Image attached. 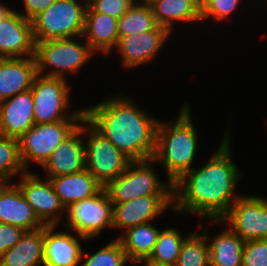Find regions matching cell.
I'll use <instances>...</instances> for the list:
<instances>
[{
  "mask_svg": "<svg viewBox=\"0 0 267 266\" xmlns=\"http://www.w3.org/2000/svg\"><path fill=\"white\" fill-rule=\"evenodd\" d=\"M202 168H192L173 184V210L221 220L240 197L234 190L241 173L231 158L228 131Z\"/></svg>",
  "mask_w": 267,
  "mask_h": 266,
  "instance_id": "1",
  "label": "cell"
},
{
  "mask_svg": "<svg viewBox=\"0 0 267 266\" xmlns=\"http://www.w3.org/2000/svg\"><path fill=\"white\" fill-rule=\"evenodd\" d=\"M121 94L84 108L85 119L132 161L152 159L158 120Z\"/></svg>",
  "mask_w": 267,
  "mask_h": 266,
  "instance_id": "2",
  "label": "cell"
},
{
  "mask_svg": "<svg viewBox=\"0 0 267 266\" xmlns=\"http://www.w3.org/2000/svg\"><path fill=\"white\" fill-rule=\"evenodd\" d=\"M190 108L182 107L177 120L160 121L156 130L155 152L152 160L163 163L168 180L177 182L192 169L198 144V133L193 126Z\"/></svg>",
  "mask_w": 267,
  "mask_h": 266,
  "instance_id": "3",
  "label": "cell"
},
{
  "mask_svg": "<svg viewBox=\"0 0 267 266\" xmlns=\"http://www.w3.org/2000/svg\"><path fill=\"white\" fill-rule=\"evenodd\" d=\"M87 0H56L32 20L35 42L82 37Z\"/></svg>",
  "mask_w": 267,
  "mask_h": 266,
  "instance_id": "4",
  "label": "cell"
},
{
  "mask_svg": "<svg viewBox=\"0 0 267 266\" xmlns=\"http://www.w3.org/2000/svg\"><path fill=\"white\" fill-rule=\"evenodd\" d=\"M66 82V78L61 77L40 74L35 76L31 88L35 124L84 120V109L64 113L70 105L69 87Z\"/></svg>",
  "mask_w": 267,
  "mask_h": 266,
  "instance_id": "5",
  "label": "cell"
},
{
  "mask_svg": "<svg viewBox=\"0 0 267 266\" xmlns=\"http://www.w3.org/2000/svg\"><path fill=\"white\" fill-rule=\"evenodd\" d=\"M153 164L152 159L132 161L120 176L105 187L111 202L123 203L147 195H173V184L161 182Z\"/></svg>",
  "mask_w": 267,
  "mask_h": 266,
  "instance_id": "6",
  "label": "cell"
},
{
  "mask_svg": "<svg viewBox=\"0 0 267 266\" xmlns=\"http://www.w3.org/2000/svg\"><path fill=\"white\" fill-rule=\"evenodd\" d=\"M74 39L35 42L37 74L42 75L48 66L53 69L47 71L44 76L65 78V72L77 73L95 52L86 41L85 45H82Z\"/></svg>",
  "mask_w": 267,
  "mask_h": 266,
  "instance_id": "7",
  "label": "cell"
},
{
  "mask_svg": "<svg viewBox=\"0 0 267 266\" xmlns=\"http://www.w3.org/2000/svg\"><path fill=\"white\" fill-rule=\"evenodd\" d=\"M82 123L84 132L89 133L87 142L84 143L86 169L103 187H106L127 169L132 160L118 150L85 118Z\"/></svg>",
  "mask_w": 267,
  "mask_h": 266,
  "instance_id": "8",
  "label": "cell"
},
{
  "mask_svg": "<svg viewBox=\"0 0 267 266\" xmlns=\"http://www.w3.org/2000/svg\"><path fill=\"white\" fill-rule=\"evenodd\" d=\"M79 123L82 121L34 124L18 139L24 169L27 171L29 162L42 167L53 151L80 126Z\"/></svg>",
  "mask_w": 267,
  "mask_h": 266,
  "instance_id": "9",
  "label": "cell"
},
{
  "mask_svg": "<svg viewBox=\"0 0 267 266\" xmlns=\"http://www.w3.org/2000/svg\"><path fill=\"white\" fill-rule=\"evenodd\" d=\"M65 212L67 231H76L89 240L99 236L103 229L113 227V203L105 187L90 198L70 204Z\"/></svg>",
  "mask_w": 267,
  "mask_h": 266,
  "instance_id": "10",
  "label": "cell"
},
{
  "mask_svg": "<svg viewBox=\"0 0 267 266\" xmlns=\"http://www.w3.org/2000/svg\"><path fill=\"white\" fill-rule=\"evenodd\" d=\"M244 241L267 240V199L240 196L221 220Z\"/></svg>",
  "mask_w": 267,
  "mask_h": 266,
  "instance_id": "11",
  "label": "cell"
},
{
  "mask_svg": "<svg viewBox=\"0 0 267 266\" xmlns=\"http://www.w3.org/2000/svg\"><path fill=\"white\" fill-rule=\"evenodd\" d=\"M17 185L44 225L57 226L61 222L60 214L62 216L66 208L56 195L49 178L41 180L39 175L26 171L20 176Z\"/></svg>",
  "mask_w": 267,
  "mask_h": 266,
  "instance_id": "12",
  "label": "cell"
},
{
  "mask_svg": "<svg viewBox=\"0 0 267 266\" xmlns=\"http://www.w3.org/2000/svg\"><path fill=\"white\" fill-rule=\"evenodd\" d=\"M170 208L173 210V195H147L113 204V228L126 230L152 222Z\"/></svg>",
  "mask_w": 267,
  "mask_h": 266,
  "instance_id": "13",
  "label": "cell"
},
{
  "mask_svg": "<svg viewBox=\"0 0 267 266\" xmlns=\"http://www.w3.org/2000/svg\"><path fill=\"white\" fill-rule=\"evenodd\" d=\"M32 22L12 11L0 22V58L35 57Z\"/></svg>",
  "mask_w": 267,
  "mask_h": 266,
  "instance_id": "14",
  "label": "cell"
},
{
  "mask_svg": "<svg viewBox=\"0 0 267 266\" xmlns=\"http://www.w3.org/2000/svg\"><path fill=\"white\" fill-rule=\"evenodd\" d=\"M170 34L166 28L157 26L154 30L138 35L119 37L115 50H118L119 55H121L123 67L135 68L152 61Z\"/></svg>",
  "mask_w": 267,
  "mask_h": 266,
  "instance_id": "15",
  "label": "cell"
},
{
  "mask_svg": "<svg viewBox=\"0 0 267 266\" xmlns=\"http://www.w3.org/2000/svg\"><path fill=\"white\" fill-rule=\"evenodd\" d=\"M84 125L68 136L52 153L42 168L49 177L73 174L86 169Z\"/></svg>",
  "mask_w": 267,
  "mask_h": 266,
  "instance_id": "16",
  "label": "cell"
},
{
  "mask_svg": "<svg viewBox=\"0 0 267 266\" xmlns=\"http://www.w3.org/2000/svg\"><path fill=\"white\" fill-rule=\"evenodd\" d=\"M55 228L56 225L44 226L43 266H79L84 252L77 239H89L66 231L54 233Z\"/></svg>",
  "mask_w": 267,
  "mask_h": 266,
  "instance_id": "17",
  "label": "cell"
},
{
  "mask_svg": "<svg viewBox=\"0 0 267 266\" xmlns=\"http://www.w3.org/2000/svg\"><path fill=\"white\" fill-rule=\"evenodd\" d=\"M31 89L0 102V134L19 139L34 124Z\"/></svg>",
  "mask_w": 267,
  "mask_h": 266,
  "instance_id": "18",
  "label": "cell"
},
{
  "mask_svg": "<svg viewBox=\"0 0 267 266\" xmlns=\"http://www.w3.org/2000/svg\"><path fill=\"white\" fill-rule=\"evenodd\" d=\"M36 75L35 57L0 58V102L30 90Z\"/></svg>",
  "mask_w": 267,
  "mask_h": 266,
  "instance_id": "19",
  "label": "cell"
},
{
  "mask_svg": "<svg viewBox=\"0 0 267 266\" xmlns=\"http://www.w3.org/2000/svg\"><path fill=\"white\" fill-rule=\"evenodd\" d=\"M0 223L33 231L45 225L38 219L17 184L9 185L0 196Z\"/></svg>",
  "mask_w": 267,
  "mask_h": 266,
  "instance_id": "20",
  "label": "cell"
},
{
  "mask_svg": "<svg viewBox=\"0 0 267 266\" xmlns=\"http://www.w3.org/2000/svg\"><path fill=\"white\" fill-rule=\"evenodd\" d=\"M83 36L86 37V42L94 52L101 51L104 54H110L112 49H115L119 38L118 19L95 12L87 4Z\"/></svg>",
  "mask_w": 267,
  "mask_h": 266,
  "instance_id": "21",
  "label": "cell"
},
{
  "mask_svg": "<svg viewBox=\"0 0 267 266\" xmlns=\"http://www.w3.org/2000/svg\"><path fill=\"white\" fill-rule=\"evenodd\" d=\"M48 178L65 208L74 202L92 197L103 188L87 169Z\"/></svg>",
  "mask_w": 267,
  "mask_h": 266,
  "instance_id": "22",
  "label": "cell"
},
{
  "mask_svg": "<svg viewBox=\"0 0 267 266\" xmlns=\"http://www.w3.org/2000/svg\"><path fill=\"white\" fill-rule=\"evenodd\" d=\"M44 227L26 231L22 238L0 256V266H43Z\"/></svg>",
  "mask_w": 267,
  "mask_h": 266,
  "instance_id": "23",
  "label": "cell"
},
{
  "mask_svg": "<svg viewBox=\"0 0 267 266\" xmlns=\"http://www.w3.org/2000/svg\"><path fill=\"white\" fill-rule=\"evenodd\" d=\"M153 11L158 26L170 33L176 22H198L201 20V0H146Z\"/></svg>",
  "mask_w": 267,
  "mask_h": 266,
  "instance_id": "24",
  "label": "cell"
},
{
  "mask_svg": "<svg viewBox=\"0 0 267 266\" xmlns=\"http://www.w3.org/2000/svg\"><path fill=\"white\" fill-rule=\"evenodd\" d=\"M152 222L137 225L126 229L117 239L129 259L134 264L142 259L149 258L153 252L160 229L154 227Z\"/></svg>",
  "mask_w": 267,
  "mask_h": 266,
  "instance_id": "25",
  "label": "cell"
},
{
  "mask_svg": "<svg viewBox=\"0 0 267 266\" xmlns=\"http://www.w3.org/2000/svg\"><path fill=\"white\" fill-rule=\"evenodd\" d=\"M244 242L230 228L218 233L208 245L210 266H242Z\"/></svg>",
  "mask_w": 267,
  "mask_h": 266,
  "instance_id": "26",
  "label": "cell"
},
{
  "mask_svg": "<svg viewBox=\"0 0 267 266\" xmlns=\"http://www.w3.org/2000/svg\"><path fill=\"white\" fill-rule=\"evenodd\" d=\"M138 0L118 19L119 37L141 34L154 30L158 24L150 4L146 0Z\"/></svg>",
  "mask_w": 267,
  "mask_h": 266,
  "instance_id": "27",
  "label": "cell"
},
{
  "mask_svg": "<svg viewBox=\"0 0 267 266\" xmlns=\"http://www.w3.org/2000/svg\"><path fill=\"white\" fill-rule=\"evenodd\" d=\"M202 234L191 233L181 247L176 266H210L208 250V231L203 230Z\"/></svg>",
  "mask_w": 267,
  "mask_h": 266,
  "instance_id": "28",
  "label": "cell"
},
{
  "mask_svg": "<svg viewBox=\"0 0 267 266\" xmlns=\"http://www.w3.org/2000/svg\"><path fill=\"white\" fill-rule=\"evenodd\" d=\"M185 239L186 237H182L179 231L174 228L160 231L149 259L160 263L176 265Z\"/></svg>",
  "mask_w": 267,
  "mask_h": 266,
  "instance_id": "29",
  "label": "cell"
},
{
  "mask_svg": "<svg viewBox=\"0 0 267 266\" xmlns=\"http://www.w3.org/2000/svg\"><path fill=\"white\" fill-rule=\"evenodd\" d=\"M18 139L0 134V177L11 179L16 174L25 173Z\"/></svg>",
  "mask_w": 267,
  "mask_h": 266,
  "instance_id": "30",
  "label": "cell"
},
{
  "mask_svg": "<svg viewBox=\"0 0 267 266\" xmlns=\"http://www.w3.org/2000/svg\"><path fill=\"white\" fill-rule=\"evenodd\" d=\"M87 259L83 257L79 266H124L129 261L121 242L116 238L109 242L106 246L99 249L97 252L83 253Z\"/></svg>",
  "mask_w": 267,
  "mask_h": 266,
  "instance_id": "31",
  "label": "cell"
},
{
  "mask_svg": "<svg viewBox=\"0 0 267 266\" xmlns=\"http://www.w3.org/2000/svg\"><path fill=\"white\" fill-rule=\"evenodd\" d=\"M241 0H201V20H225L238 8Z\"/></svg>",
  "mask_w": 267,
  "mask_h": 266,
  "instance_id": "32",
  "label": "cell"
},
{
  "mask_svg": "<svg viewBox=\"0 0 267 266\" xmlns=\"http://www.w3.org/2000/svg\"><path fill=\"white\" fill-rule=\"evenodd\" d=\"M242 266H267V240L244 242Z\"/></svg>",
  "mask_w": 267,
  "mask_h": 266,
  "instance_id": "33",
  "label": "cell"
},
{
  "mask_svg": "<svg viewBox=\"0 0 267 266\" xmlns=\"http://www.w3.org/2000/svg\"><path fill=\"white\" fill-rule=\"evenodd\" d=\"M136 0H87V4L95 11L119 19Z\"/></svg>",
  "mask_w": 267,
  "mask_h": 266,
  "instance_id": "34",
  "label": "cell"
},
{
  "mask_svg": "<svg viewBox=\"0 0 267 266\" xmlns=\"http://www.w3.org/2000/svg\"><path fill=\"white\" fill-rule=\"evenodd\" d=\"M26 231L20 227L0 223V256L12 248Z\"/></svg>",
  "mask_w": 267,
  "mask_h": 266,
  "instance_id": "35",
  "label": "cell"
},
{
  "mask_svg": "<svg viewBox=\"0 0 267 266\" xmlns=\"http://www.w3.org/2000/svg\"><path fill=\"white\" fill-rule=\"evenodd\" d=\"M56 0H23L25 12L21 15L28 20H32L36 15L45 11Z\"/></svg>",
  "mask_w": 267,
  "mask_h": 266,
  "instance_id": "36",
  "label": "cell"
},
{
  "mask_svg": "<svg viewBox=\"0 0 267 266\" xmlns=\"http://www.w3.org/2000/svg\"><path fill=\"white\" fill-rule=\"evenodd\" d=\"M143 263L144 266H176V265H170V264H165V263H160V262H156V261H153L149 258H145V259H142L138 262H136L134 265H137V263Z\"/></svg>",
  "mask_w": 267,
  "mask_h": 266,
  "instance_id": "37",
  "label": "cell"
},
{
  "mask_svg": "<svg viewBox=\"0 0 267 266\" xmlns=\"http://www.w3.org/2000/svg\"><path fill=\"white\" fill-rule=\"evenodd\" d=\"M13 10L9 7H6V4L0 2V22L8 16Z\"/></svg>",
  "mask_w": 267,
  "mask_h": 266,
  "instance_id": "38",
  "label": "cell"
},
{
  "mask_svg": "<svg viewBox=\"0 0 267 266\" xmlns=\"http://www.w3.org/2000/svg\"><path fill=\"white\" fill-rule=\"evenodd\" d=\"M10 179L5 177H0V196L4 192V190L10 185Z\"/></svg>",
  "mask_w": 267,
  "mask_h": 266,
  "instance_id": "39",
  "label": "cell"
}]
</instances>
